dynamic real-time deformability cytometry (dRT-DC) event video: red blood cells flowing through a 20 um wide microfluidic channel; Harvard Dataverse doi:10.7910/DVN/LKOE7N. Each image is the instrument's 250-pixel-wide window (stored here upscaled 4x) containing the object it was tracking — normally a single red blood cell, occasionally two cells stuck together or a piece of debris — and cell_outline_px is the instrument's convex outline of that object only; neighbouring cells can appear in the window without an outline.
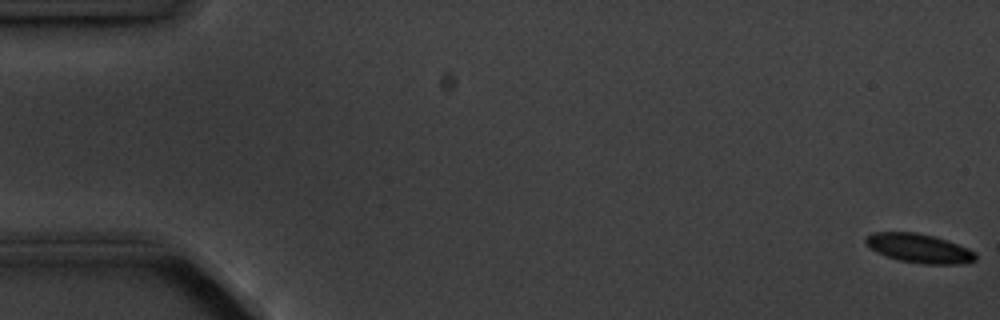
{"species": "common noctule bat (a hibernating species)", "species_latin": "Nyctalus noctula", "temperature_condition": "cold", "stored_images_in_passage": 5, "camera_frame_rate_fps": 3000, "um_per_image_px": 0.085, "animal": {"sex": "male", "body_mass_g": 20.1, "forearm_length_mm": 53.5}, "frame": {"image": 1, "passage_image": 1, "time_ms": 0.0, "image_size_px": [1000, 320], "cell_outline_px": [[976, 260], [960, 264], [924, 264], [900, 260], [876, 252], [864, 240], [872, 232], [916, 232], [932, 236], [968, 248], [976, 252]], "centroid_in_image_um": [78.14, 21.11], "position_along_channel_um": 6.9, "area_um2": 18.26}}
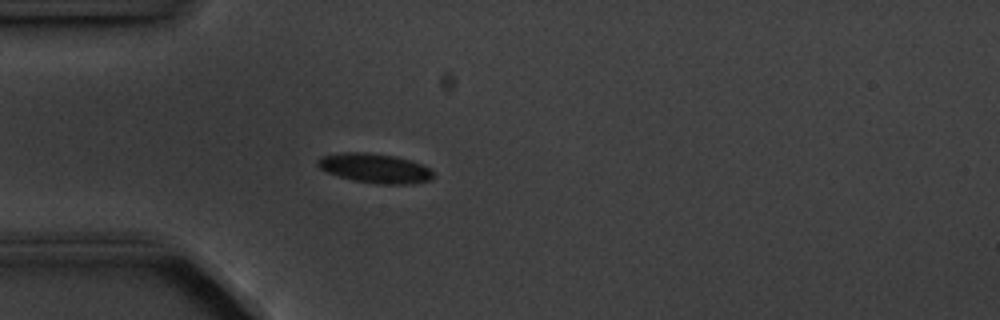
{"frame": {"image": 2, "passage_image": 5, "time_ms": 5.0, "image_size_px": [1000, 320], "cell_outline_px": [[436, 176], [432, 180], [412, 184], [380, 184], [352, 180], [328, 172], [320, 168], [316, 164], [316, 160], [320, 156], [340, 152], [368, 152], [396, 156], [432, 168]], "centroid_in_image_um": [31.9, 14.29], "position_along_channel_um": 53.1, "area_um2": 20.11}}